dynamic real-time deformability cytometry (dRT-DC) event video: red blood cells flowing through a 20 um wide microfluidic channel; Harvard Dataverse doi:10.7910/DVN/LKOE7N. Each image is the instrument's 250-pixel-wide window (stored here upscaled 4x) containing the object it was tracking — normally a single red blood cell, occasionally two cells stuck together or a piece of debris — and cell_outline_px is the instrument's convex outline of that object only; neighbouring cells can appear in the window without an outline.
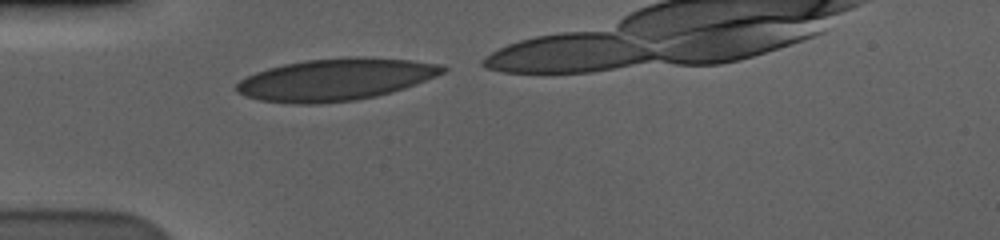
{"species": "human", "species_latin": "Homo sapiens", "temperature_condition": "cold", "stored_images_in_passage": 13, "camera_frame_rate_fps": 3000, "um_per_image_px": 0.085, "donor": {"sex": "male"}, "frame": {"image": 1, "passage_image": 1, "time_ms": 0.0, "image_size_px": [1000, 240], "cell_outline_px": [[448, 68], [444, 72], [436, 76], [416, 84], [392, 92], [376, 96], [356, 100], [320, 104], [292, 104], [260, 100], [244, 96], [236, 92], [236, 84], [240, 80], [256, 72], [268, 68], [284, 64], [304, 60], [344, 56], [364, 56], [408, 60], [440, 64]], "centroid_in_image_um": [28.51, 6.75], "position_along_channel_um": 56.5, "area_um2": 50.81}}